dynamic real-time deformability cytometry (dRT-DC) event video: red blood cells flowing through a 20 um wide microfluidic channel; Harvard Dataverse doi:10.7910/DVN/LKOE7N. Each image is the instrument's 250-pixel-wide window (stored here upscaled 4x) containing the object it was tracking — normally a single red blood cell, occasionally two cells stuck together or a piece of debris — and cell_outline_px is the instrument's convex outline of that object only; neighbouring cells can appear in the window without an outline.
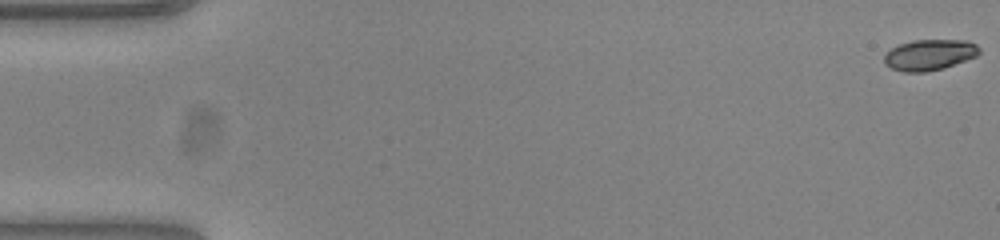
{"species": "common noctule bat (a hibernating species)", "species_latin": "Nyctalus noctula", "temperature_condition": "warm", "stored_images_in_passage": 54, "camera_frame_rate_fps": 3000, "um_per_image_px": 0.085, "animal": {"sex": "female", "body_mass_g": 23.0, "forearm_length_mm": 53.4}, "frame": {"image": 1, "passage_image": 1, "time_ms": 0.0, "image_size_px": [1000, 240], "cell_outline_px": [[980, 52], [976, 56], [944, 68], [924, 72], [904, 72], [892, 68], [884, 64], [884, 56], [892, 48], [900, 44], [912, 40], [968, 40], [976, 44], [980, 48]], "centroid_in_image_um": [79.02, 4.65], "position_along_channel_um": 6.0, "area_um2": 17.05}}
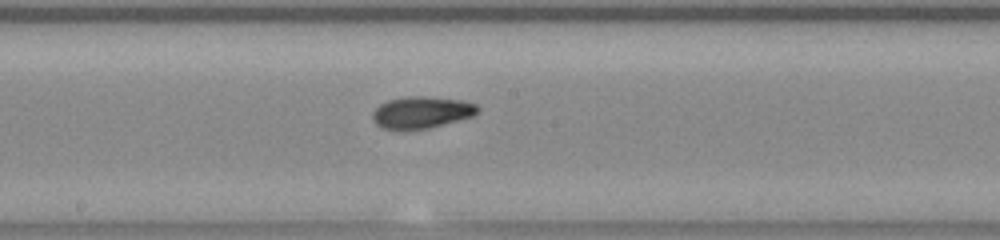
{"frame": {"image": 2, "passage_image": 29, "time_ms": 9.333, "image_size_px": [1000, 240], "cell_outline_px": [[480, 108], [472, 116], [428, 128], [380, 128], [372, 120], [372, 112], [380, 104], [388, 100], [404, 96], [424, 96], [464, 100], [476, 104]], "centroid_in_image_um": [35.81, 9.52], "position_along_channel_um": 212.4, "area_um2": 19.25}}
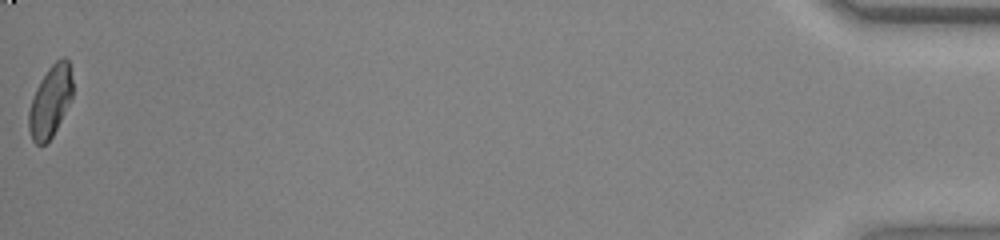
{"frame": {"image": 3, "passage_image": 54, "time_ms": 17.667, "image_size_px": [1000, 240], "cell_outline_px": [[72, 96], [52, 136], [44, 144], [36, 144], [32, 140], [28, 128], [28, 112], [36, 88], [40, 80], [48, 68], [56, 60], [64, 56], [68, 60], [72, 80]], "centroid_in_image_um": [4.26, 8.6], "position_along_channel_um": 430.9, "area_um2": 17.92}, "authors_computed_cell_mechanics": {"area_um2": 18.496, "velocity_mm_per_s": 3.8532, "shape_relaxation_time_tau1_ms": 3.8127, "shape_relaxation_time_tau2_ms": 0.4129, "deformation_change_tau1": 0.1541, "deformation_change_tau2": 0.0501}}